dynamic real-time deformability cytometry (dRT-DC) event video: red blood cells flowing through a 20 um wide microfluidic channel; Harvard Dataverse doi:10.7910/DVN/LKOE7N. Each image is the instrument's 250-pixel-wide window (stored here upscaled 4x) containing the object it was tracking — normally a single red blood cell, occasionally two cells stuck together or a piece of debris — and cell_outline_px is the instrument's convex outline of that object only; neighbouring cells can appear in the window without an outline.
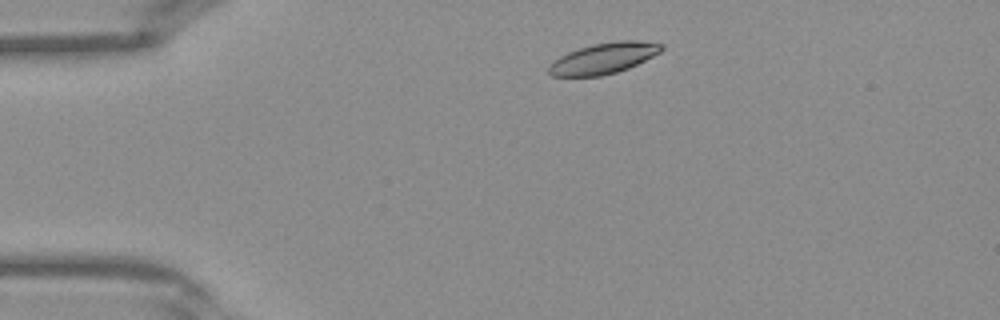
{"species": "Egyptian fruit bat (a non-hibernating species)", "species_latin": "Rousettus aegyptiacus", "temperature_condition": "warm", "stored_images_in_passage": 36, "camera_frame_rate_fps": 3000, "um_per_image_px": 0.085, "frame": {"image": 1, "passage_image": 3, "time_ms": 0.667, "image_size_px": [1000, 320], "cell_outline_px": [[664, 48], [660, 52], [628, 68], [616, 72], [600, 76], [552, 76], [548, 72], [548, 64], [552, 60], [568, 52], [592, 44], [616, 40], [640, 40], [664, 44]], "centroid_in_image_um": [51.29, 4.94], "position_along_channel_um": 33.7, "area_um2": 20.35}}
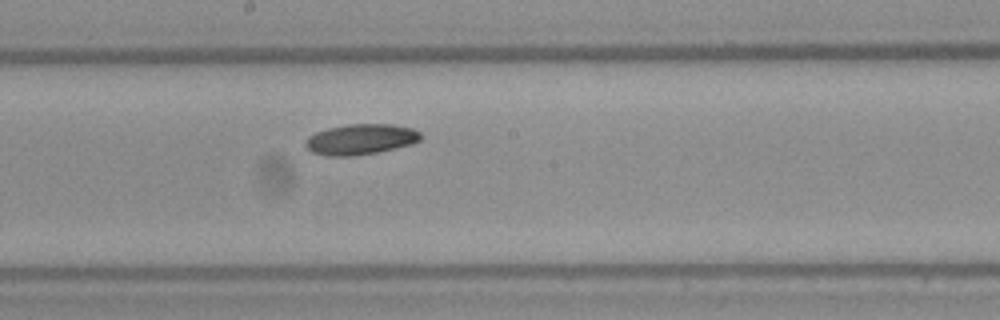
{"frame": {"image": 2, "passage_image": 17, "time_ms": 5.333, "image_size_px": [1000, 320], "cell_outline_px": [[420, 140], [412, 144], [376, 152], [352, 156], [328, 156], [312, 152], [304, 144], [308, 136], [316, 132], [328, 128], [348, 124], [392, 124], [412, 128], [420, 132]], "centroid_in_image_um": [30.64, 11.83], "position_along_channel_um": 217.6, "area_um2": 20.4}}
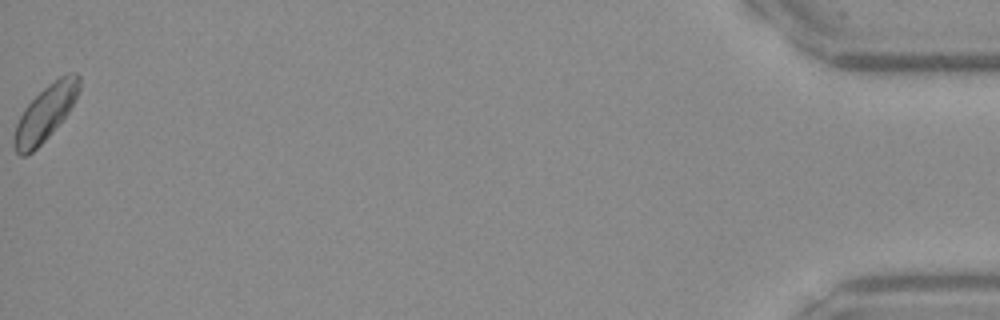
{"frame": {"image": 3, "passage_image": 36, "time_ms": 11.667, "image_size_px": [1000, 320], "cell_outline_px": [[80, 88], [68, 112], [48, 136], [32, 152], [24, 156], [20, 156], [16, 152], [12, 144], [12, 140], [16, 124], [24, 108], [48, 84], [60, 76], [68, 72], [76, 72], [80, 76]], "centroid_in_image_um": [3.83, 9.6], "position_along_channel_um": 431.4, "area_um2": 20.69}}